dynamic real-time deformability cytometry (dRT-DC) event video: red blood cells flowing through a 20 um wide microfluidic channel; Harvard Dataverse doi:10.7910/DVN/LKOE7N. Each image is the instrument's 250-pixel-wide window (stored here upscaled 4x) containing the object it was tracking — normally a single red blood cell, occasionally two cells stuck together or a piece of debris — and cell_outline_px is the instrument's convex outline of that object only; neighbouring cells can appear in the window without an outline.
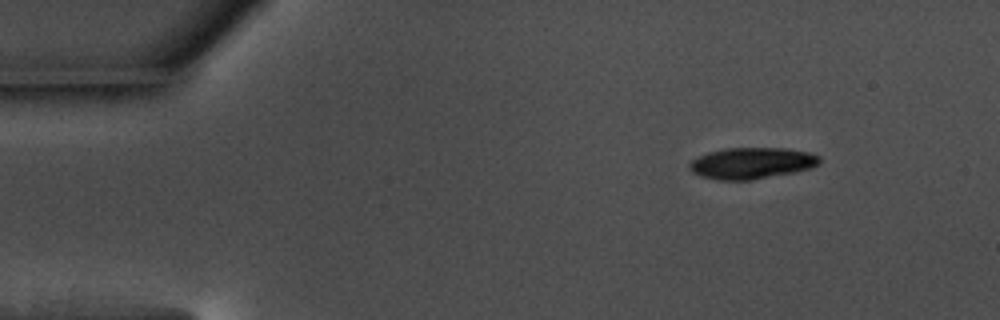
{"species": "common noctule bat (a hibernating species)", "species_latin": "Nyctalus noctula", "temperature_condition": "warm", "stored_images_in_passage": 50, "camera_frame_rate_fps": 3000, "um_per_image_px": 0.085, "animal": {"sex": "male", "body_mass_g": 17.5, "forearm_length_mm": 52.3}, "frame": {"image": 1, "passage_image": 1, "time_ms": 0.0, "image_size_px": [1000, 320], "cell_outline_px": [[820, 164], [812, 168], [752, 180], [720, 180], [700, 176], [692, 172], [688, 168], [688, 164], [692, 160], [708, 152], [724, 148], [788, 148], [808, 152], [820, 156]], "centroid_in_image_um": [63.89, 13.86], "position_along_channel_um": 21.1, "area_um2": 23.81}}
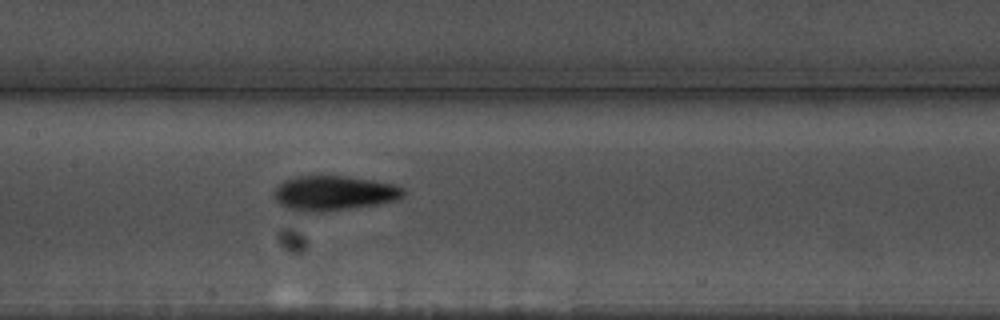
{"frame": {"image": 2, "passage_image": 21, "time_ms": 6.667, "image_size_px": [1000, 320], "cell_outline_px": [[408, 192], [404, 196], [396, 200], [380, 204], [324, 212], [292, 212], [284, 208], [272, 196], [276, 188], [284, 180], [296, 176], [348, 176], [376, 180], [392, 184], [404, 188]], "centroid_in_image_um": [28.38, 16.43], "position_along_channel_um": 179.0, "area_um2": 26.82}}
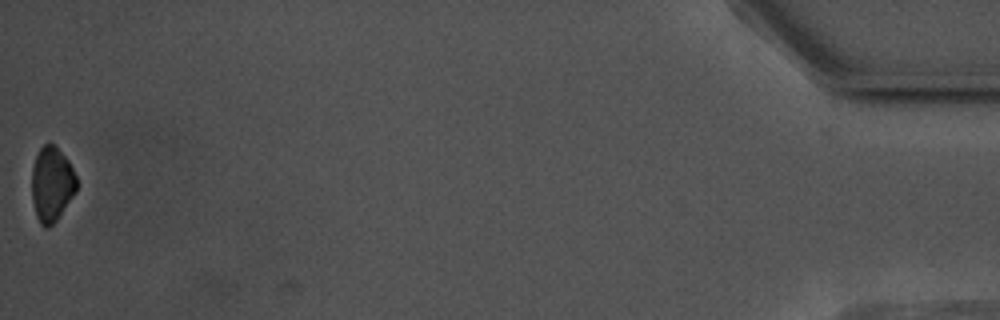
{"frame": {"image": 3, "passage_image": 50, "time_ms": 16.333, "image_size_px": [1000, 320], "cell_outline_px": [[76, 192], [56, 220], [48, 228], [44, 228], [40, 224], [36, 216], [32, 200], [32, 168], [36, 156], [40, 148], [48, 140], [56, 144], [68, 160], [76, 176]], "centroid_in_image_um": [4.39, 15.62], "position_along_channel_um": 430.8, "area_um2": 19.71}, "authors_computed_cell_mechanics": {"area_um2": 24.0159, "velocity_mm_per_s": 3.6379, "shape_relaxation_time_tau1_ms": 3.5623, "shape_relaxation_time_tau2_ms": 5.3273, "deformation_change_tau1": 0.1346, "deformation_change_tau2": 0.1365}}